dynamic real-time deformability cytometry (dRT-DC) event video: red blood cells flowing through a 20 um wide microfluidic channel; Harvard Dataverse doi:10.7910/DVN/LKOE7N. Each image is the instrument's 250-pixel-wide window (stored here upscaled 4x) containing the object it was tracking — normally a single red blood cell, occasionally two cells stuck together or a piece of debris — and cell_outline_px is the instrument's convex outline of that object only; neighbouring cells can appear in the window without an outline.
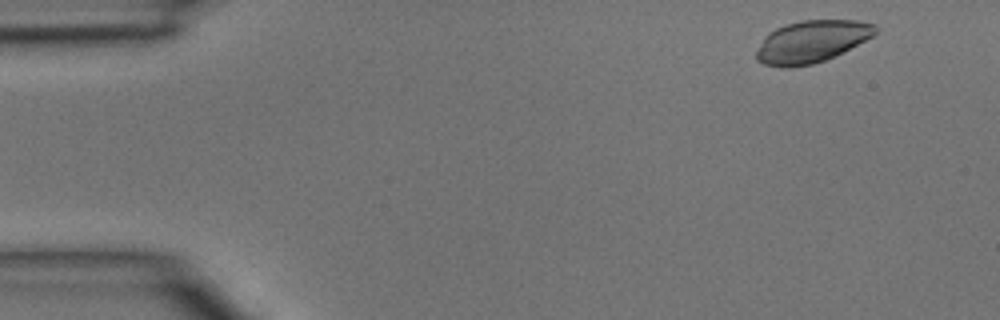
{"species": "common noctule bat (a hibernating species)", "species_latin": "Nyctalus noctula", "temperature_condition": "room temperature", "stored_images_in_passage": 44, "camera_frame_rate_fps": 3000, "um_per_image_px": 0.085, "animal": {"sex": "male", "body_mass_g": 15.6}, "frame": {"image": 1, "passage_image": 2, "time_ms": 0.333, "image_size_px": [1000, 320], "cell_outline_px": [[880, 28], [872, 36], [824, 60], [812, 64], [792, 68], [784, 68], [764, 64], [756, 60], [756, 52], [764, 36], [768, 32], [784, 24], [800, 20], [856, 20], [876, 24]], "centroid_in_image_um": [68.94, 3.52], "position_along_channel_um": 16.1, "area_um2": 29.13}}
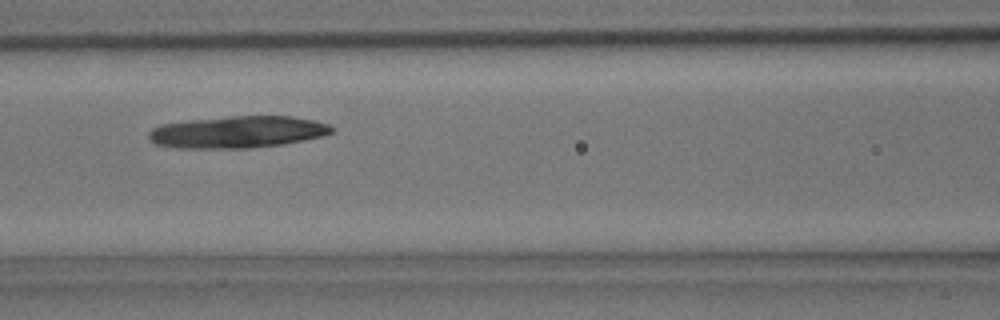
{"frame": {"image": 2, "passage_image": 18, "time_ms": 5.667, "image_size_px": [1000, 320], "cell_outline_px": [[332, 132], [324, 136], [304, 140], [280, 144], [248, 148], [176, 148], [156, 144], [148, 136], [148, 132], [152, 128], [160, 124], [188, 120], [232, 116], [292, 116], [312, 120], [328, 124], [332, 128]], "centroid_in_image_um": [20.16, 11.22], "position_along_channel_um": 146.4, "area_um2": 33.93}}
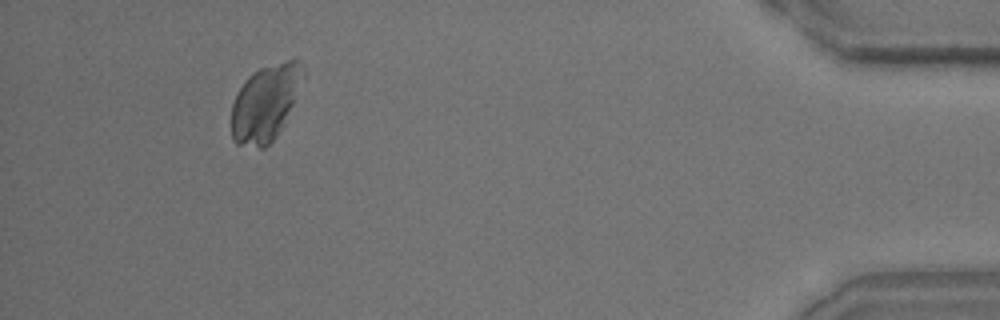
{"frame": {"image": 3, "passage_image": 41, "time_ms": 13.333, "image_size_px": [1000, 320], "cell_outline_px": [[304, 76], [284, 124], [276, 136], [264, 148], [260, 148], [236, 144], [232, 140], [232, 104], [236, 92], [248, 76], [252, 72], [260, 68], [288, 60], [300, 60], [304, 72]], "centroid_in_image_um": [22.53, 8.75], "position_along_channel_um": 412.7, "area_um2": 31.62}}